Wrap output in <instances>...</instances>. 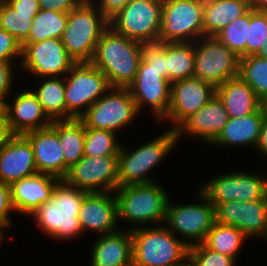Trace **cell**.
Returning <instances> with one entry per match:
<instances>
[{"mask_svg": "<svg viewBox=\"0 0 267 266\" xmlns=\"http://www.w3.org/2000/svg\"><path fill=\"white\" fill-rule=\"evenodd\" d=\"M142 53L143 43L109 26L97 43L91 63L107 77L111 87H128L135 79Z\"/></svg>", "mask_w": 267, "mask_h": 266, "instance_id": "cell-1", "label": "cell"}, {"mask_svg": "<svg viewBox=\"0 0 267 266\" xmlns=\"http://www.w3.org/2000/svg\"><path fill=\"white\" fill-rule=\"evenodd\" d=\"M87 192L61 180L50 200L41 204L32 214L40 229L55 239L70 240L81 235L78 212Z\"/></svg>", "mask_w": 267, "mask_h": 266, "instance_id": "cell-2", "label": "cell"}, {"mask_svg": "<svg viewBox=\"0 0 267 266\" xmlns=\"http://www.w3.org/2000/svg\"><path fill=\"white\" fill-rule=\"evenodd\" d=\"M93 2L84 0L68 12L61 41L76 63L92 61L98 41L110 26L109 19Z\"/></svg>", "mask_w": 267, "mask_h": 266, "instance_id": "cell-3", "label": "cell"}, {"mask_svg": "<svg viewBox=\"0 0 267 266\" xmlns=\"http://www.w3.org/2000/svg\"><path fill=\"white\" fill-rule=\"evenodd\" d=\"M131 234L132 266H172L187 260L189 240H179L166 226H135Z\"/></svg>", "mask_w": 267, "mask_h": 266, "instance_id": "cell-4", "label": "cell"}, {"mask_svg": "<svg viewBox=\"0 0 267 266\" xmlns=\"http://www.w3.org/2000/svg\"><path fill=\"white\" fill-rule=\"evenodd\" d=\"M116 192V193H115ZM118 221L127 220L136 224H152L166 220L169 196L156 182L131 184L117 187Z\"/></svg>", "mask_w": 267, "mask_h": 266, "instance_id": "cell-5", "label": "cell"}, {"mask_svg": "<svg viewBox=\"0 0 267 266\" xmlns=\"http://www.w3.org/2000/svg\"><path fill=\"white\" fill-rule=\"evenodd\" d=\"M176 143L177 136L172 127L133 152L121 145L118 154V187L154 182L147 177V173L160 164Z\"/></svg>", "mask_w": 267, "mask_h": 266, "instance_id": "cell-6", "label": "cell"}, {"mask_svg": "<svg viewBox=\"0 0 267 266\" xmlns=\"http://www.w3.org/2000/svg\"><path fill=\"white\" fill-rule=\"evenodd\" d=\"M163 0H130L109 20L117 33L140 43L159 42Z\"/></svg>", "mask_w": 267, "mask_h": 266, "instance_id": "cell-7", "label": "cell"}, {"mask_svg": "<svg viewBox=\"0 0 267 266\" xmlns=\"http://www.w3.org/2000/svg\"><path fill=\"white\" fill-rule=\"evenodd\" d=\"M66 75V120L79 119L111 88L107 77L91 62L76 63Z\"/></svg>", "mask_w": 267, "mask_h": 266, "instance_id": "cell-8", "label": "cell"}, {"mask_svg": "<svg viewBox=\"0 0 267 266\" xmlns=\"http://www.w3.org/2000/svg\"><path fill=\"white\" fill-rule=\"evenodd\" d=\"M137 114L139 113L128 87H111L79 119L85 127L116 133L122 127L128 126Z\"/></svg>", "mask_w": 267, "mask_h": 266, "instance_id": "cell-9", "label": "cell"}, {"mask_svg": "<svg viewBox=\"0 0 267 266\" xmlns=\"http://www.w3.org/2000/svg\"><path fill=\"white\" fill-rule=\"evenodd\" d=\"M201 39L194 42L193 76L201 78L215 88L238 76L240 57L216 37ZM197 42L199 44L196 45Z\"/></svg>", "mask_w": 267, "mask_h": 266, "instance_id": "cell-10", "label": "cell"}, {"mask_svg": "<svg viewBox=\"0 0 267 266\" xmlns=\"http://www.w3.org/2000/svg\"><path fill=\"white\" fill-rule=\"evenodd\" d=\"M202 37L203 8L196 0H163L159 42H195Z\"/></svg>", "mask_w": 267, "mask_h": 266, "instance_id": "cell-11", "label": "cell"}, {"mask_svg": "<svg viewBox=\"0 0 267 266\" xmlns=\"http://www.w3.org/2000/svg\"><path fill=\"white\" fill-rule=\"evenodd\" d=\"M200 188L214 207L228 201L250 202L267 198V177L234 171L217 176Z\"/></svg>", "mask_w": 267, "mask_h": 266, "instance_id": "cell-12", "label": "cell"}, {"mask_svg": "<svg viewBox=\"0 0 267 266\" xmlns=\"http://www.w3.org/2000/svg\"><path fill=\"white\" fill-rule=\"evenodd\" d=\"M63 180L87 193L114 192L118 187V155L83 156Z\"/></svg>", "mask_w": 267, "mask_h": 266, "instance_id": "cell-13", "label": "cell"}, {"mask_svg": "<svg viewBox=\"0 0 267 266\" xmlns=\"http://www.w3.org/2000/svg\"><path fill=\"white\" fill-rule=\"evenodd\" d=\"M22 67L31 74L45 77L66 75L76 64L61 39L48 38L39 42L22 43Z\"/></svg>", "mask_w": 267, "mask_h": 266, "instance_id": "cell-14", "label": "cell"}, {"mask_svg": "<svg viewBox=\"0 0 267 266\" xmlns=\"http://www.w3.org/2000/svg\"><path fill=\"white\" fill-rule=\"evenodd\" d=\"M199 197L204 200L200 204L171 205L168 201L165 225L173 234L188 238L189 247L203 243L215 222L214 206L200 190ZM198 240V241H197Z\"/></svg>", "mask_w": 267, "mask_h": 266, "instance_id": "cell-15", "label": "cell"}, {"mask_svg": "<svg viewBox=\"0 0 267 266\" xmlns=\"http://www.w3.org/2000/svg\"><path fill=\"white\" fill-rule=\"evenodd\" d=\"M128 89L138 113L142 111L143 105L148 104L157 120L163 121L170 105L171 83L161 75V72L141 58L135 79Z\"/></svg>", "mask_w": 267, "mask_h": 266, "instance_id": "cell-16", "label": "cell"}, {"mask_svg": "<svg viewBox=\"0 0 267 266\" xmlns=\"http://www.w3.org/2000/svg\"><path fill=\"white\" fill-rule=\"evenodd\" d=\"M215 221L234 226L246 237H267V198L256 201H228L214 207Z\"/></svg>", "mask_w": 267, "mask_h": 266, "instance_id": "cell-17", "label": "cell"}, {"mask_svg": "<svg viewBox=\"0 0 267 266\" xmlns=\"http://www.w3.org/2000/svg\"><path fill=\"white\" fill-rule=\"evenodd\" d=\"M216 88L202 80L191 76L171 83L170 105L166 117L174 124V130L190 115L201 109L214 95Z\"/></svg>", "mask_w": 267, "mask_h": 266, "instance_id": "cell-18", "label": "cell"}, {"mask_svg": "<svg viewBox=\"0 0 267 266\" xmlns=\"http://www.w3.org/2000/svg\"><path fill=\"white\" fill-rule=\"evenodd\" d=\"M32 144L24 135H9L0 148V181H15L37 174Z\"/></svg>", "mask_w": 267, "mask_h": 266, "instance_id": "cell-19", "label": "cell"}, {"mask_svg": "<svg viewBox=\"0 0 267 266\" xmlns=\"http://www.w3.org/2000/svg\"><path fill=\"white\" fill-rule=\"evenodd\" d=\"M229 119L223 102L215 94L201 109L187 117L176 129L177 141L183 133L213 143Z\"/></svg>", "mask_w": 267, "mask_h": 266, "instance_id": "cell-20", "label": "cell"}, {"mask_svg": "<svg viewBox=\"0 0 267 266\" xmlns=\"http://www.w3.org/2000/svg\"><path fill=\"white\" fill-rule=\"evenodd\" d=\"M113 192L86 193L78 212L82 232L96 231L101 235L116 231L118 221L116 195ZM116 225V226H115Z\"/></svg>", "mask_w": 267, "mask_h": 266, "instance_id": "cell-21", "label": "cell"}, {"mask_svg": "<svg viewBox=\"0 0 267 266\" xmlns=\"http://www.w3.org/2000/svg\"><path fill=\"white\" fill-rule=\"evenodd\" d=\"M52 122L32 90L18 93L13 105L8 103L6 128L9 135H24L29 131L49 127Z\"/></svg>", "mask_w": 267, "mask_h": 266, "instance_id": "cell-22", "label": "cell"}, {"mask_svg": "<svg viewBox=\"0 0 267 266\" xmlns=\"http://www.w3.org/2000/svg\"><path fill=\"white\" fill-rule=\"evenodd\" d=\"M24 136L32 144L38 173L63 180L65 158L57 132L51 127L29 131Z\"/></svg>", "mask_w": 267, "mask_h": 266, "instance_id": "cell-23", "label": "cell"}, {"mask_svg": "<svg viewBox=\"0 0 267 266\" xmlns=\"http://www.w3.org/2000/svg\"><path fill=\"white\" fill-rule=\"evenodd\" d=\"M60 181L55 176L37 173L13 182L10 188L14 211L32 215L41 204L52 198Z\"/></svg>", "mask_w": 267, "mask_h": 266, "instance_id": "cell-24", "label": "cell"}, {"mask_svg": "<svg viewBox=\"0 0 267 266\" xmlns=\"http://www.w3.org/2000/svg\"><path fill=\"white\" fill-rule=\"evenodd\" d=\"M92 249L90 266H132L131 229L100 235Z\"/></svg>", "mask_w": 267, "mask_h": 266, "instance_id": "cell-25", "label": "cell"}, {"mask_svg": "<svg viewBox=\"0 0 267 266\" xmlns=\"http://www.w3.org/2000/svg\"><path fill=\"white\" fill-rule=\"evenodd\" d=\"M216 95L223 102L229 118H238L256 112L259 100L248 83L239 76L216 87Z\"/></svg>", "mask_w": 267, "mask_h": 266, "instance_id": "cell-26", "label": "cell"}, {"mask_svg": "<svg viewBox=\"0 0 267 266\" xmlns=\"http://www.w3.org/2000/svg\"><path fill=\"white\" fill-rule=\"evenodd\" d=\"M263 115L260 108L249 115L229 118L222 133L212 143L213 145H249L256 147L258 142Z\"/></svg>", "mask_w": 267, "mask_h": 266, "instance_id": "cell-27", "label": "cell"}, {"mask_svg": "<svg viewBox=\"0 0 267 266\" xmlns=\"http://www.w3.org/2000/svg\"><path fill=\"white\" fill-rule=\"evenodd\" d=\"M251 0H217L203 9L204 37H215L224 27L251 9Z\"/></svg>", "mask_w": 267, "mask_h": 266, "instance_id": "cell-28", "label": "cell"}, {"mask_svg": "<svg viewBox=\"0 0 267 266\" xmlns=\"http://www.w3.org/2000/svg\"><path fill=\"white\" fill-rule=\"evenodd\" d=\"M58 134L65 158V177L69 168L84 156L85 125L80 119L55 120L50 125Z\"/></svg>", "mask_w": 267, "mask_h": 266, "instance_id": "cell-29", "label": "cell"}, {"mask_svg": "<svg viewBox=\"0 0 267 266\" xmlns=\"http://www.w3.org/2000/svg\"><path fill=\"white\" fill-rule=\"evenodd\" d=\"M166 65L170 83L194 74V42H166Z\"/></svg>", "mask_w": 267, "mask_h": 266, "instance_id": "cell-30", "label": "cell"}, {"mask_svg": "<svg viewBox=\"0 0 267 266\" xmlns=\"http://www.w3.org/2000/svg\"><path fill=\"white\" fill-rule=\"evenodd\" d=\"M43 78L41 86L33 91L39 99L44 112L52 120H66L65 78Z\"/></svg>", "mask_w": 267, "mask_h": 266, "instance_id": "cell-31", "label": "cell"}, {"mask_svg": "<svg viewBox=\"0 0 267 266\" xmlns=\"http://www.w3.org/2000/svg\"><path fill=\"white\" fill-rule=\"evenodd\" d=\"M247 237L236 227L214 222L203 244L237 261V254Z\"/></svg>", "mask_w": 267, "mask_h": 266, "instance_id": "cell-32", "label": "cell"}, {"mask_svg": "<svg viewBox=\"0 0 267 266\" xmlns=\"http://www.w3.org/2000/svg\"><path fill=\"white\" fill-rule=\"evenodd\" d=\"M68 21V13L41 9L35 16L28 38L23 43L39 42L48 38L61 39Z\"/></svg>", "mask_w": 267, "mask_h": 266, "instance_id": "cell-33", "label": "cell"}, {"mask_svg": "<svg viewBox=\"0 0 267 266\" xmlns=\"http://www.w3.org/2000/svg\"><path fill=\"white\" fill-rule=\"evenodd\" d=\"M238 76L250 85L259 101L267 95V59L257 55L241 57Z\"/></svg>", "mask_w": 267, "mask_h": 266, "instance_id": "cell-34", "label": "cell"}, {"mask_svg": "<svg viewBox=\"0 0 267 266\" xmlns=\"http://www.w3.org/2000/svg\"><path fill=\"white\" fill-rule=\"evenodd\" d=\"M36 15L16 11L6 1H0V28L13 35L21 44L28 38Z\"/></svg>", "mask_w": 267, "mask_h": 266, "instance_id": "cell-35", "label": "cell"}, {"mask_svg": "<svg viewBox=\"0 0 267 266\" xmlns=\"http://www.w3.org/2000/svg\"><path fill=\"white\" fill-rule=\"evenodd\" d=\"M110 130L85 127L84 156L118 155L121 144Z\"/></svg>", "mask_w": 267, "mask_h": 266, "instance_id": "cell-36", "label": "cell"}, {"mask_svg": "<svg viewBox=\"0 0 267 266\" xmlns=\"http://www.w3.org/2000/svg\"><path fill=\"white\" fill-rule=\"evenodd\" d=\"M250 26V10L224 27L215 37L235 52L240 58L246 57V40Z\"/></svg>", "mask_w": 267, "mask_h": 266, "instance_id": "cell-37", "label": "cell"}, {"mask_svg": "<svg viewBox=\"0 0 267 266\" xmlns=\"http://www.w3.org/2000/svg\"><path fill=\"white\" fill-rule=\"evenodd\" d=\"M267 39V12L250 9L246 56L256 55Z\"/></svg>", "mask_w": 267, "mask_h": 266, "instance_id": "cell-38", "label": "cell"}, {"mask_svg": "<svg viewBox=\"0 0 267 266\" xmlns=\"http://www.w3.org/2000/svg\"><path fill=\"white\" fill-rule=\"evenodd\" d=\"M188 257L194 266H235L236 260L207 248L203 243L189 247Z\"/></svg>", "mask_w": 267, "mask_h": 266, "instance_id": "cell-39", "label": "cell"}, {"mask_svg": "<svg viewBox=\"0 0 267 266\" xmlns=\"http://www.w3.org/2000/svg\"><path fill=\"white\" fill-rule=\"evenodd\" d=\"M142 58L155 68L168 80L166 65V42H154L143 44Z\"/></svg>", "mask_w": 267, "mask_h": 266, "instance_id": "cell-40", "label": "cell"}, {"mask_svg": "<svg viewBox=\"0 0 267 266\" xmlns=\"http://www.w3.org/2000/svg\"><path fill=\"white\" fill-rule=\"evenodd\" d=\"M14 57L22 58L21 43L13 35L0 28V61L12 62L11 59Z\"/></svg>", "mask_w": 267, "mask_h": 266, "instance_id": "cell-41", "label": "cell"}, {"mask_svg": "<svg viewBox=\"0 0 267 266\" xmlns=\"http://www.w3.org/2000/svg\"><path fill=\"white\" fill-rule=\"evenodd\" d=\"M13 210L10 185L0 181V227L2 229L11 225L9 212Z\"/></svg>", "mask_w": 267, "mask_h": 266, "instance_id": "cell-42", "label": "cell"}, {"mask_svg": "<svg viewBox=\"0 0 267 266\" xmlns=\"http://www.w3.org/2000/svg\"><path fill=\"white\" fill-rule=\"evenodd\" d=\"M84 0H39L40 9L68 13Z\"/></svg>", "mask_w": 267, "mask_h": 266, "instance_id": "cell-43", "label": "cell"}, {"mask_svg": "<svg viewBox=\"0 0 267 266\" xmlns=\"http://www.w3.org/2000/svg\"><path fill=\"white\" fill-rule=\"evenodd\" d=\"M129 1L130 0H96L94 4H98L97 8L110 20Z\"/></svg>", "mask_w": 267, "mask_h": 266, "instance_id": "cell-44", "label": "cell"}, {"mask_svg": "<svg viewBox=\"0 0 267 266\" xmlns=\"http://www.w3.org/2000/svg\"><path fill=\"white\" fill-rule=\"evenodd\" d=\"M12 63L0 61V95L7 96L12 85Z\"/></svg>", "mask_w": 267, "mask_h": 266, "instance_id": "cell-45", "label": "cell"}, {"mask_svg": "<svg viewBox=\"0 0 267 266\" xmlns=\"http://www.w3.org/2000/svg\"><path fill=\"white\" fill-rule=\"evenodd\" d=\"M6 2L19 12L38 13L41 10L39 0H7Z\"/></svg>", "mask_w": 267, "mask_h": 266, "instance_id": "cell-46", "label": "cell"}, {"mask_svg": "<svg viewBox=\"0 0 267 266\" xmlns=\"http://www.w3.org/2000/svg\"><path fill=\"white\" fill-rule=\"evenodd\" d=\"M255 148L267 157V117L265 116L263 117L258 142Z\"/></svg>", "mask_w": 267, "mask_h": 266, "instance_id": "cell-47", "label": "cell"}, {"mask_svg": "<svg viewBox=\"0 0 267 266\" xmlns=\"http://www.w3.org/2000/svg\"><path fill=\"white\" fill-rule=\"evenodd\" d=\"M6 96L0 95V125L7 126L8 102L4 100Z\"/></svg>", "mask_w": 267, "mask_h": 266, "instance_id": "cell-48", "label": "cell"}, {"mask_svg": "<svg viewBox=\"0 0 267 266\" xmlns=\"http://www.w3.org/2000/svg\"><path fill=\"white\" fill-rule=\"evenodd\" d=\"M251 7L258 11L267 12V0H251Z\"/></svg>", "mask_w": 267, "mask_h": 266, "instance_id": "cell-49", "label": "cell"}, {"mask_svg": "<svg viewBox=\"0 0 267 266\" xmlns=\"http://www.w3.org/2000/svg\"><path fill=\"white\" fill-rule=\"evenodd\" d=\"M8 136H9V133L7 131L6 126L0 125V148Z\"/></svg>", "mask_w": 267, "mask_h": 266, "instance_id": "cell-50", "label": "cell"}, {"mask_svg": "<svg viewBox=\"0 0 267 266\" xmlns=\"http://www.w3.org/2000/svg\"><path fill=\"white\" fill-rule=\"evenodd\" d=\"M259 108L262 112V115L267 117V95L259 101Z\"/></svg>", "mask_w": 267, "mask_h": 266, "instance_id": "cell-51", "label": "cell"}, {"mask_svg": "<svg viewBox=\"0 0 267 266\" xmlns=\"http://www.w3.org/2000/svg\"><path fill=\"white\" fill-rule=\"evenodd\" d=\"M256 55L259 57L267 59V39Z\"/></svg>", "mask_w": 267, "mask_h": 266, "instance_id": "cell-52", "label": "cell"}, {"mask_svg": "<svg viewBox=\"0 0 267 266\" xmlns=\"http://www.w3.org/2000/svg\"><path fill=\"white\" fill-rule=\"evenodd\" d=\"M217 0H196V2L200 5L201 8H206L213 4Z\"/></svg>", "mask_w": 267, "mask_h": 266, "instance_id": "cell-53", "label": "cell"}, {"mask_svg": "<svg viewBox=\"0 0 267 266\" xmlns=\"http://www.w3.org/2000/svg\"><path fill=\"white\" fill-rule=\"evenodd\" d=\"M187 259H188V262L187 261L184 262L185 260H183V262H180V263H178L176 265H172V266H194L191 259L189 257H187Z\"/></svg>", "mask_w": 267, "mask_h": 266, "instance_id": "cell-54", "label": "cell"}, {"mask_svg": "<svg viewBox=\"0 0 267 266\" xmlns=\"http://www.w3.org/2000/svg\"><path fill=\"white\" fill-rule=\"evenodd\" d=\"M3 229L0 227V244L2 243L1 241H2V239H3Z\"/></svg>", "mask_w": 267, "mask_h": 266, "instance_id": "cell-55", "label": "cell"}]
</instances>
